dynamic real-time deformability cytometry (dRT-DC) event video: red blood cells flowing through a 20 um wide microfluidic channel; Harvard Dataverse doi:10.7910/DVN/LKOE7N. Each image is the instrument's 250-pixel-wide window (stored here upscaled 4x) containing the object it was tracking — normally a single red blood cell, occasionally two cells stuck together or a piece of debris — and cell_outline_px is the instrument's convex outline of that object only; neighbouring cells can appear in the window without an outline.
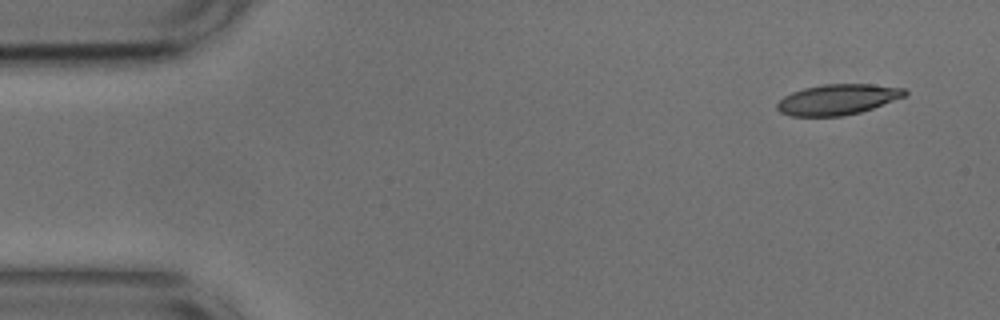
{"species": "common noctule bat (a hibernating species)", "species_latin": "Nyctalus noctula", "temperature_condition": "cold", "stored_images_in_passage": 50, "camera_frame_rate_fps": 3000, "um_per_image_px": 0.085, "animal": {"sex": "male", "body_mass_g": 17.9, "forearm_length_mm": 54.2}, "frame": {"image": 1, "passage_image": 1, "time_ms": 0.0, "image_size_px": [1000, 320], "cell_outline_px": [[908, 92], [904, 96], [872, 108], [860, 112], [844, 116], [792, 116], [780, 112], [776, 108], [776, 104], [784, 96], [792, 92], [804, 88], [824, 84], [872, 84], [904, 88]], "centroid_in_image_um": [71.17, 8.45], "position_along_channel_um": 13.8, "area_um2": 22.6}}
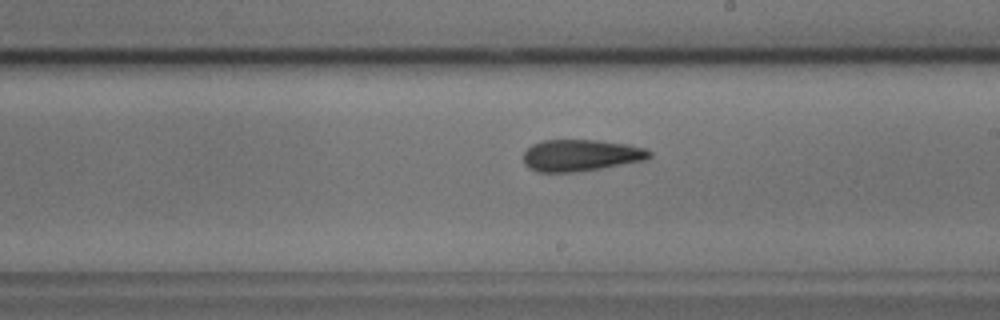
{"frame": {"image": 2, "passage_image": 27, "time_ms": 8.667, "image_size_px": [1000, 320], "cell_outline_px": [[652, 156], [648, 160], [576, 172], [536, 172], [528, 168], [524, 164], [524, 152], [532, 144], [540, 140], [596, 140], [628, 144], [644, 148], [652, 152]], "centroid_in_image_um": [49.37, 13.2], "position_along_channel_um": 239.6, "area_um2": 23.47}}
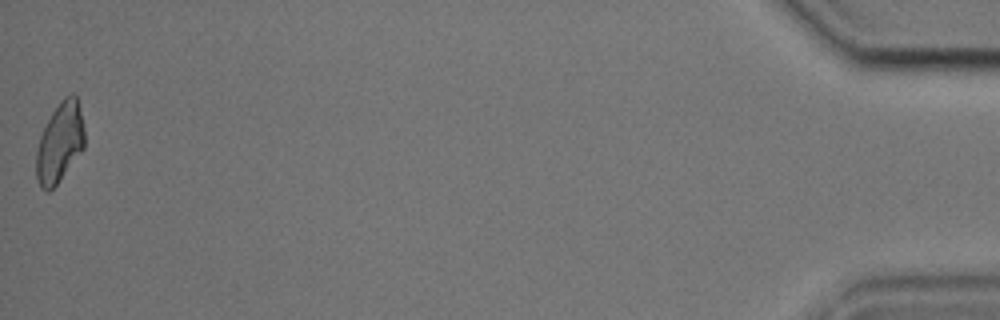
{"frame": {"image": 3, "passage_image": 50, "time_ms": 16.333, "image_size_px": [1000, 320], "cell_outline_px": [[84, 148], [56, 184], [48, 192], [44, 192], [40, 188], [36, 176], [36, 152], [40, 136], [52, 112], [64, 96], [72, 92], [76, 96], [84, 128]], "centroid_in_image_um": [5.07, 12.13], "position_along_channel_um": 430.1, "area_um2": 22.2}, "authors_computed_cell_mechanics": {"area_um2": 23.1778, "velocity_mm_per_s": 3.7568, "shape_relaxation_time_tau1_ms": 5.3843, "shape_relaxation_time_tau2_ms": 4.3779, "deformation_change_tau1": 0.1876, "deformation_change_tau2": 0.1436}}